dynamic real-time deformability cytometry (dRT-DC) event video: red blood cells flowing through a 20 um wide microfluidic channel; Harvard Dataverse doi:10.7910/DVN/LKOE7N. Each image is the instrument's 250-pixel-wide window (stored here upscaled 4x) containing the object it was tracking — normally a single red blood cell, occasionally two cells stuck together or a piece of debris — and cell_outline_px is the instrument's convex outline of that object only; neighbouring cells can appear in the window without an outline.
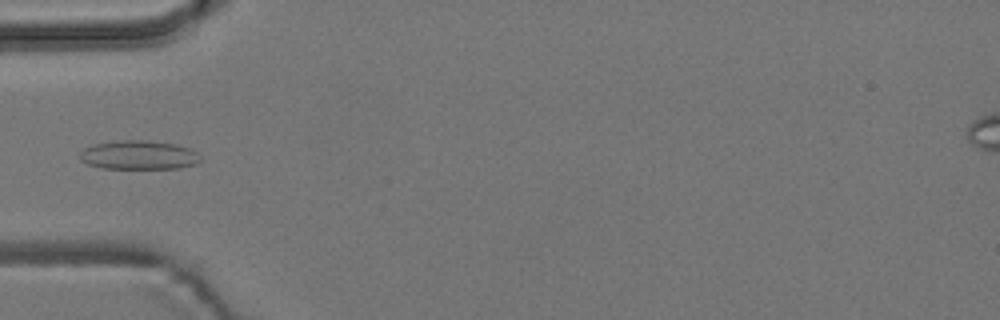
{"species": "common noctule bat (a hibernating species)", "species_latin": "Nyctalus noctula", "temperature_condition": "room temperature", "stored_images_in_passage": 3, "camera_frame_rate_fps": 3000, "um_per_image_px": 0.085, "animal": {"sex": "male", "body_mass_g": 19.2, "forearm_length_mm": 51.8}, "frame": {"image": 1, "passage_image": 3, "time_ms": 0.667, "image_size_px": [1000, 320], "cell_outline_px": [[200, 160], [196, 164], [180, 168], [104, 168], [88, 164], [80, 160], [80, 152], [84, 148], [92, 144], [116, 140], [148, 140], [176, 144], [192, 148], [200, 156]], "centroid_in_image_um": [11.8, 13.16], "position_along_channel_um": 73.2, "area_um2": 20.52}}